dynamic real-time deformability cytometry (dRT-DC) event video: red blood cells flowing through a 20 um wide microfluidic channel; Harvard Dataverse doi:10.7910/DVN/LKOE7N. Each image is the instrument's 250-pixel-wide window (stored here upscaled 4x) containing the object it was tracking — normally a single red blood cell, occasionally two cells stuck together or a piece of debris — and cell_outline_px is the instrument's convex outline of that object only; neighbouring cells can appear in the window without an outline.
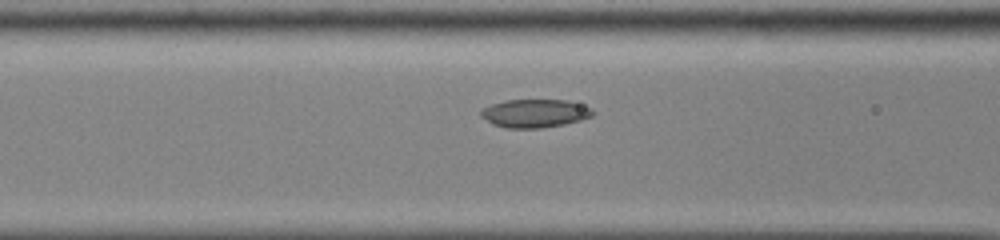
{"species": "common noctule bat (a hibernating species)", "species_latin": "Nyctalus noctula", "temperature_condition": "cold", "stored_images_in_passage": 27, "camera_frame_rate_fps": 3000, "um_per_image_px": 0.085, "animal": {"sex": "male", "body_mass_g": 13.0, "forearm_length_mm": 53.1}, "frame": {"image": 1, "passage_image": 15, "time_ms": 4.667, "image_size_px": [1000, 240], "cell_outline_px": [[596, 112], [592, 116], [580, 120], [564, 124], [540, 128], [508, 128], [492, 124], [480, 116], [480, 112], [484, 108], [492, 104], [504, 100], [568, 100], [592, 108]], "centroid_in_image_um": [45.47, 9.63], "position_along_channel_um": 121.1, "area_um2": 18.44}}
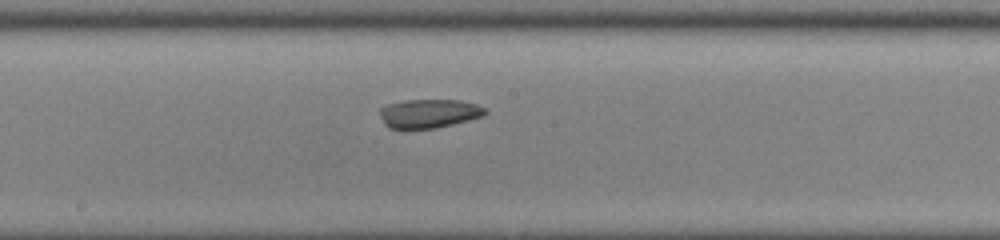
{"frame": {"image": 2, "passage_image": 22, "time_ms": 7.0, "image_size_px": [1000, 240], "cell_outline_px": [[488, 112], [484, 116], [436, 128], [388, 128], [384, 124], [380, 116], [380, 108], [388, 104], [404, 100], [460, 100], [476, 104], [484, 108]], "centroid_in_image_um": [36.46, 9.64], "position_along_channel_um": 211.7, "area_um2": 17.63}}
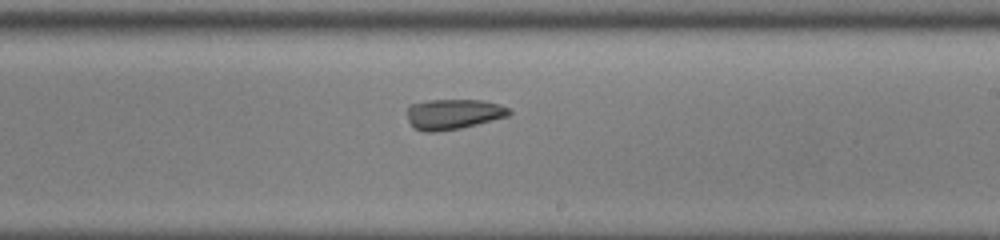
{"frame": {"image": 3, "passage_image": 25, "time_ms": 8.0, "image_size_px": [1000, 240], "cell_outline_px": [[512, 112], [508, 116], [460, 128], [436, 132], [424, 132], [416, 128], [408, 120], [408, 104], [428, 100], [484, 100], [500, 104], [508, 108]], "centroid_in_image_um": [38.53, 9.69], "position_along_channel_um": 250.5, "area_um2": 17.98}}